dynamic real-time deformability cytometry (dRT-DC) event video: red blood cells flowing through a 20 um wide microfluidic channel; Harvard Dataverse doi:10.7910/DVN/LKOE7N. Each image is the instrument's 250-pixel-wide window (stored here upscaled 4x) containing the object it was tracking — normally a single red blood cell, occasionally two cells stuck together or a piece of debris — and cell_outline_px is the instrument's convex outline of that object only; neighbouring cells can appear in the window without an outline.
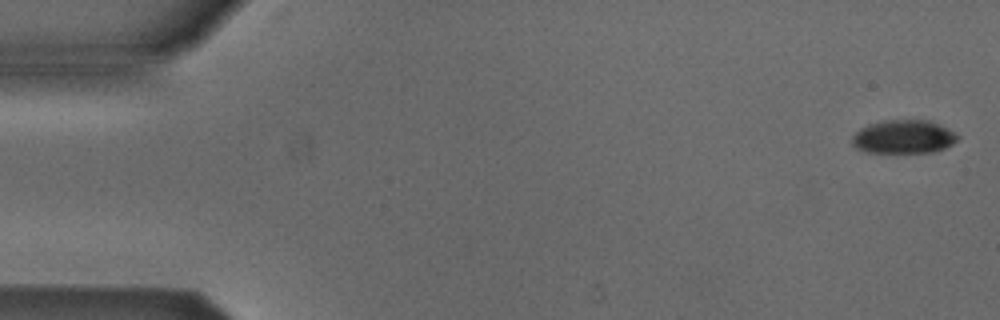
{"species": "Egyptian fruit bat (a non-hibernating species)", "species_latin": "Rousettus aegyptiacus", "temperature_condition": "cold", "stored_images_in_passage": 4, "camera_frame_rate_fps": 3000, "um_per_image_px": 0.085, "animal": {"sex": "male"}, "frame": {"image": 1, "passage_image": 1, "time_ms": 0.0, "image_size_px": [1000, 320], "cell_outline_px": [[960, 136], [952, 144], [944, 148], [932, 152], [868, 152], [856, 148], [852, 144], [852, 136], [860, 128], [868, 124], [884, 120], [928, 120], [948, 128], [956, 132]], "centroid_in_image_um": [76.81, 11.62], "position_along_channel_um": 8.2, "area_um2": 20.58}}